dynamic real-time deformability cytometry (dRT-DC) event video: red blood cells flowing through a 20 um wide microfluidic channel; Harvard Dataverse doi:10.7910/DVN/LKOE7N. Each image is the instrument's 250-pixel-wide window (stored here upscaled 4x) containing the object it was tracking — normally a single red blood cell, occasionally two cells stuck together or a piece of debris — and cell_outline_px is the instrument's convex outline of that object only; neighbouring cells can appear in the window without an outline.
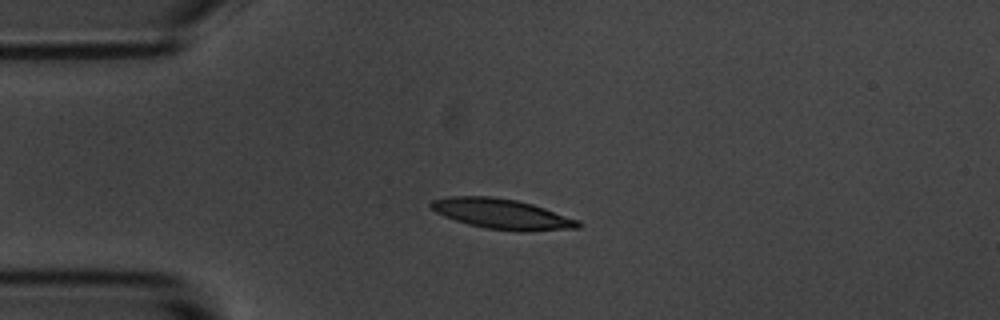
{"species": "common noctule bat (a hibernating species)", "species_latin": "Nyctalus noctula", "temperature_condition": "room temperature", "stored_images_in_passage": 45, "camera_frame_rate_fps": 3000, "um_per_image_px": 0.085, "animal": {"sex": "male", "body_mass_g": 20.1, "forearm_length_mm": 53.5}, "frame": {"image": 1, "passage_image": 1, "time_ms": 0.0, "image_size_px": [1000, 320], "cell_outline_px": [[580, 228], [524, 232], [520, 232], [484, 228], [468, 224], [444, 216], [436, 212], [428, 204], [432, 200], [448, 196], [492, 196], [516, 200], [532, 204], [580, 220]], "centroid_in_image_um": [42.67, 18.19], "position_along_channel_um": 42.3, "area_um2": 26.01}}
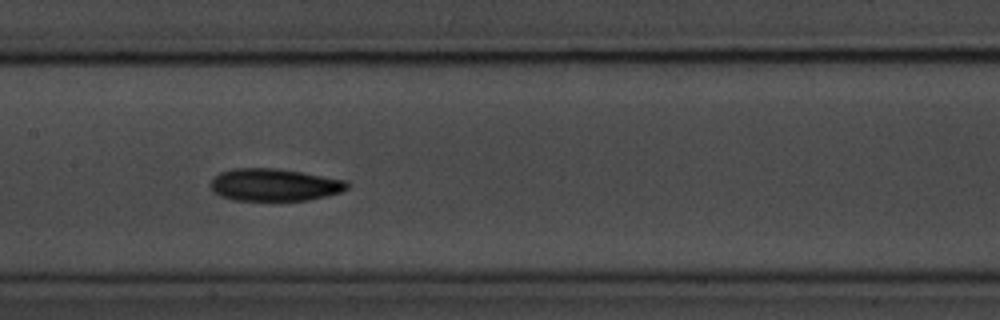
{"frame": {"image": 2, "passage_image": 15, "time_ms": 4.667, "image_size_px": [1000, 320], "cell_outline_px": [[348, 188], [340, 192], [308, 200], [232, 200], [220, 196], [208, 184], [220, 172], [232, 168], [276, 168], [348, 180]], "centroid_in_image_um": [23.31, 15.7], "position_along_channel_um": 184.1, "area_um2": 25.66}}
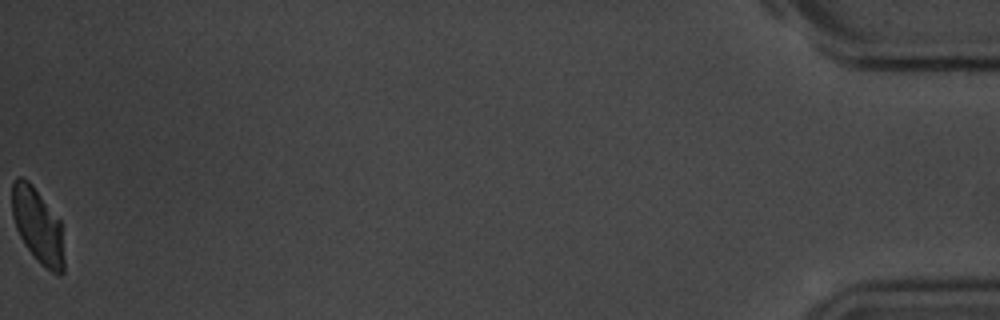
{"frame": {"image": 3, "passage_image": 45, "time_ms": 14.667, "image_size_px": [1000, 320], "cell_outline_px": [[64, 272], [60, 276], [52, 272], [40, 264], [36, 260], [24, 244], [16, 228], [12, 216], [12, 184], [16, 176], [24, 176], [32, 184], [60, 220], [64, 260]], "centroid_in_image_um": [3.2, 19.18], "position_along_channel_um": 432.0, "area_um2": 22.89}, "authors_computed_cell_mechanics": {"area_um2": 25.0274, "velocity_mm_per_s": 3.4803, "shape_relaxation_time_tau1_ms": 2.5852, "shape_relaxation_time_tau2_ms": 6.7339, "deformation_change_tau1": 0.1077, "deformation_change_tau2": 0.1104}}